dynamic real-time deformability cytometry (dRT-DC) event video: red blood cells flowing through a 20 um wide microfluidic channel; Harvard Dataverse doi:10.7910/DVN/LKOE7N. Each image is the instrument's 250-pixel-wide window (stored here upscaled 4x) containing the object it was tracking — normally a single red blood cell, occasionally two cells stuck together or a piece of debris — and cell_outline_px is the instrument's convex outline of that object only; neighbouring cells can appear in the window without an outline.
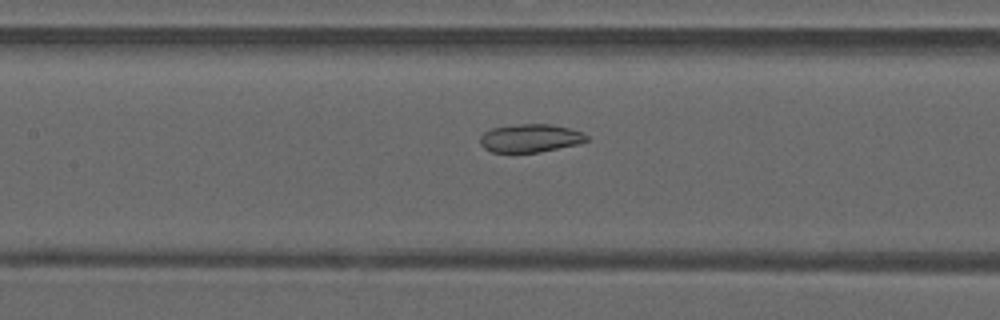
{"species": "common noctule bat (a hibernating species)", "species_latin": "Nyctalus noctula", "temperature_condition": "warm", "stored_images_in_passage": 49, "camera_frame_rate_fps": 3000, "um_per_image_px": 0.085, "animal": {"sex": "male", "forearm_length_mm": 52.5}, "frame": {"image": 1, "passage_image": 23, "time_ms": 7.333, "image_size_px": [1000, 320], "cell_outline_px": [[592, 140], [576, 144], [540, 152], [492, 152], [484, 148], [480, 144], [480, 136], [484, 132], [492, 128], [520, 124], [552, 124], [584, 132]], "centroid_in_image_um": [45.1, 11.74], "position_along_channel_um": 162.3, "area_um2": 17.51}}
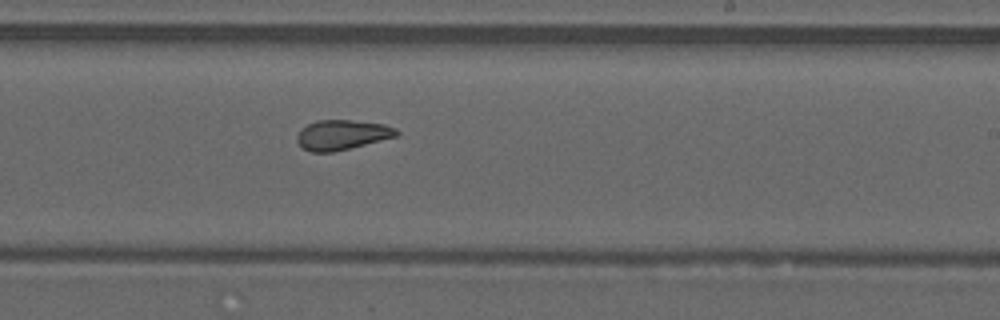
{"frame": {"image": 2, "passage_image": 30, "time_ms": 9.667, "image_size_px": [1000, 320], "cell_outline_px": [[400, 132], [396, 136], [332, 152], [312, 152], [304, 148], [296, 140], [296, 136], [308, 124], [316, 120], [352, 120], [384, 124], [396, 128]], "centroid_in_image_um": [29.08, 11.45], "position_along_channel_um": 259.9, "area_um2": 16.99}}
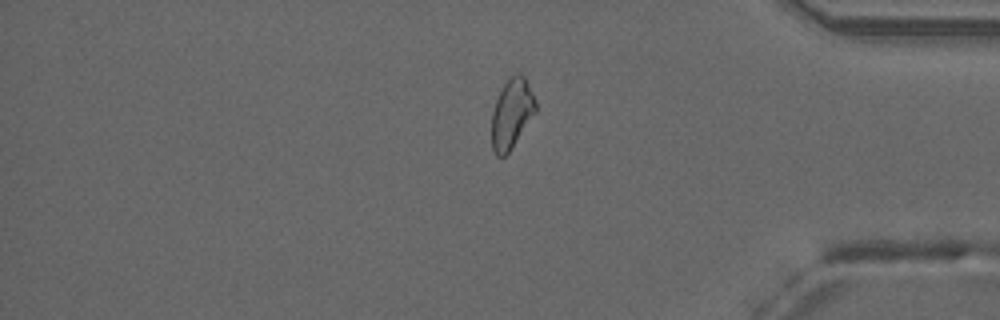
{"frame": {"image": 3, "passage_image": 41, "time_ms": 13.333, "image_size_px": [1000, 320], "cell_outline_px": [[536, 112], [508, 152], [504, 156], [496, 156], [492, 148], [492, 112], [496, 100], [504, 84], [512, 76], [520, 72], [524, 76], [536, 100]], "centroid_in_image_um": [43.5, 9.65], "position_along_channel_um": 391.7, "area_um2": 17.51}, "authors_computed_cell_mechanics": {"area_um2": 20.1144, "velocity_mm_per_s": 4.211, "shape_relaxation_time_tau1_ms": null, "shape_relaxation_time_tau2_ms": 2.0216, "deformation_change_tau1": null, "deformation_change_tau2": 0.0873}}